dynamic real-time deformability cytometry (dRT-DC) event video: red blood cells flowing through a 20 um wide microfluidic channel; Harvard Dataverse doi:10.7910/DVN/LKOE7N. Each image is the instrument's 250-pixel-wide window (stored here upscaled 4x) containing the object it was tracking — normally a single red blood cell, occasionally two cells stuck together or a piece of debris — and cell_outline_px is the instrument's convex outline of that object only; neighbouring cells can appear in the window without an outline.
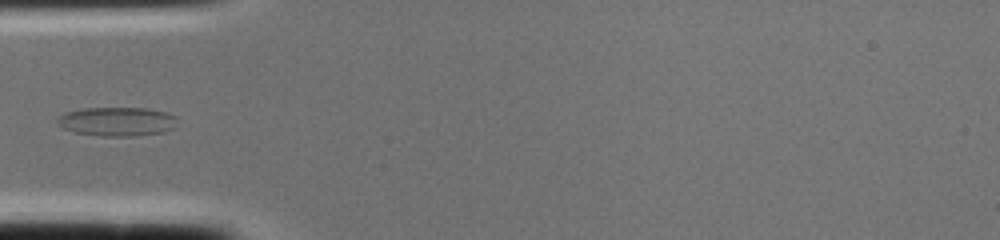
{"species": "common noctule bat (a hibernating species)", "species_latin": "Nyctalus noctula", "temperature_condition": "cold", "stored_images_in_passage": 2, "camera_frame_rate_fps": 3000, "um_per_image_px": 0.085, "animal": {"sex": "female", "body_mass_g": 22.0, "forearm_length_mm": 56.7}, "frame": {"image": 1, "passage_image": 2, "time_ms": 0.333, "image_size_px": [1000, 240], "cell_outline_px": [[176, 128], [164, 132], [136, 136], [100, 136], [76, 132], [64, 128], [56, 120], [56, 116], [64, 112], [84, 108], [148, 108], [168, 112], [176, 116]], "centroid_in_image_um": [9.99, 10.32], "position_along_channel_um": 75.0, "area_um2": 20.52}}